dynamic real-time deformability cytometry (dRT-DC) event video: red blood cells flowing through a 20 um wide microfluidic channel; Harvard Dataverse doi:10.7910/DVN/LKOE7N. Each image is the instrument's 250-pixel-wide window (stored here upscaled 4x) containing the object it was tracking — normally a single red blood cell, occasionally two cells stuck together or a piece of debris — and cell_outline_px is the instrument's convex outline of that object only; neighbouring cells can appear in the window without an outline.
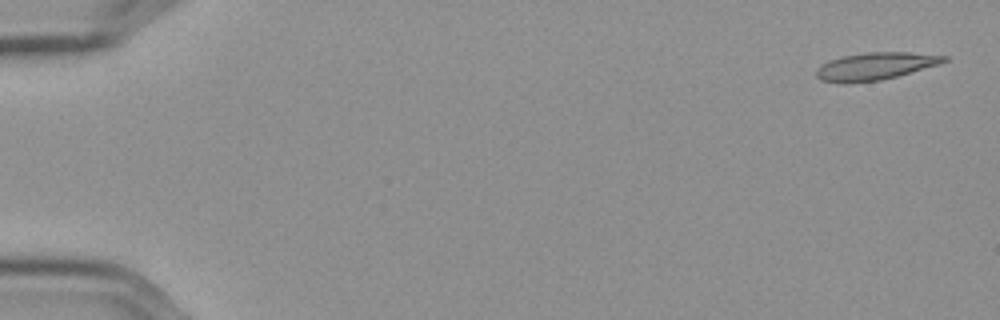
{"species": "Egyptian fruit bat (a non-hibernating species)", "species_latin": "Rousettus aegyptiacus", "temperature_condition": "cold", "stored_images_in_passage": 57, "camera_frame_rate_fps": 3000, "um_per_image_px": 0.085, "frame": {"image": 1, "passage_image": 2, "time_ms": 0.333, "image_size_px": [1000, 320], "cell_outline_px": [[948, 60], [940, 64], [896, 76], [880, 80], [844, 84], [840, 84], [820, 80], [816, 76], [816, 68], [820, 64], [828, 60], [844, 56], [868, 52], [908, 52], [948, 56]], "centroid_in_image_um": [74.34, 5.63], "position_along_channel_um": 10.7, "area_um2": 20.52}}
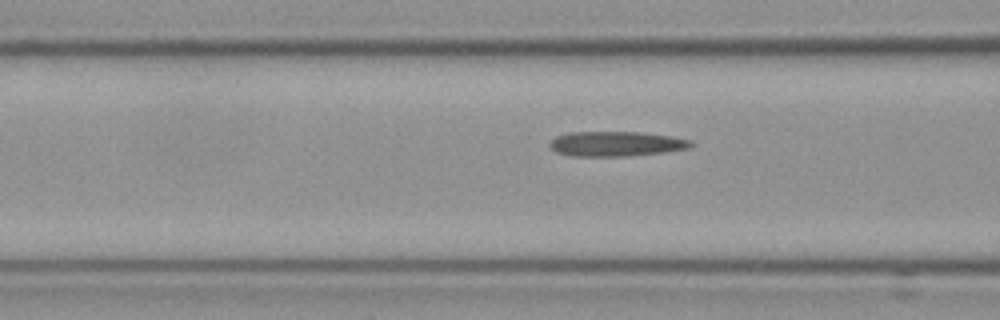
{"frame": {"image": 2, "passage_image": 23, "time_ms": 7.333, "image_size_px": [1000, 320], "cell_outline_px": [[696, 144], [688, 148], [664, 152], [624, 156], [568, 156], [556, 152], [548, 144], [556, 136], [568, 132], [640, 132], [672, 136], [692, 140]], "centroid_in_image_um": [52.37, 12.22], "position_along_channel_um": 114.2, "area_um2": 20.58}}
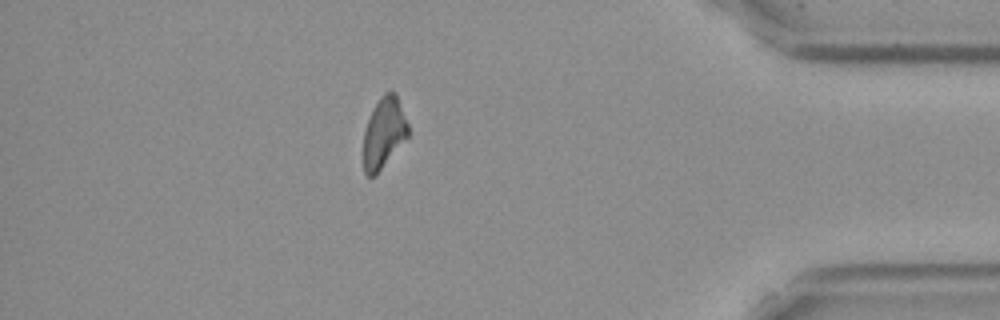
{"frame": {"image": 3, "passage_image": 50, "time_ms": 16.333, "image_size_px": [1000, 320], "cell_outline_px": [[408, 136], [376, 176], [368, 176], [364, 172], [364, 132], [368, 120], [380, 96], [384, 92], [396, 92], [408, 124]], "centroid_in_image_um": [32.64, 11.3], "position_along_channel_um": 402.6, "area_um2": 18.21}, "authors_computed_cell_mechanics": {"area_um2": 19.941, "velocity_mm_per_s": 3.6027, "shape_relaxation_time_tau1_ms": null, "shape_relaxation_time_tau2_ms": 7.2432, "deformation_change_tau1": null, "deformation_change_tau2": 0.196}}